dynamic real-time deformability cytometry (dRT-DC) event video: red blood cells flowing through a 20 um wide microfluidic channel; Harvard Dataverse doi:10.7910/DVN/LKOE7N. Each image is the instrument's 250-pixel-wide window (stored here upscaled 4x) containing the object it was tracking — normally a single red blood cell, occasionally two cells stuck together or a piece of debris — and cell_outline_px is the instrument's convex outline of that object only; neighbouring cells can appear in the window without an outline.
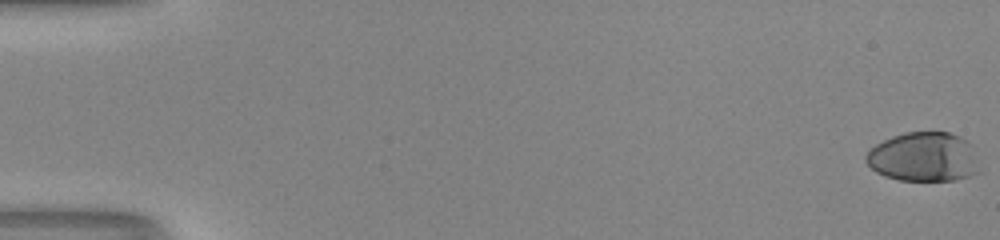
{"species": "human", "species_latin": "Homo sapiens", "temperature_condition": "room temperature", "stored_images_in_passage": 12, "camera_frame_rate_fps": 3000, "um_per_image_px": 0.085, "donor": {"sex": "male"}, "frame": {"image": 1, "passage_image": 1, "time_ms": 0.0, "image_size_px": [1000, 240], "cell_outline_px": [[980, 172], [956, 180], [900, 180], [884, 176], [876, 172], [864, 160], [864, 156], [876, 144], [892, 136], [904, 132], [948, 132], [960, 136], [968, 140], [972, 144]], "centroid_in_image_um": [78.52, 13.33], "position_along_channel_um": 6.5, "area_um2": 32.77}}